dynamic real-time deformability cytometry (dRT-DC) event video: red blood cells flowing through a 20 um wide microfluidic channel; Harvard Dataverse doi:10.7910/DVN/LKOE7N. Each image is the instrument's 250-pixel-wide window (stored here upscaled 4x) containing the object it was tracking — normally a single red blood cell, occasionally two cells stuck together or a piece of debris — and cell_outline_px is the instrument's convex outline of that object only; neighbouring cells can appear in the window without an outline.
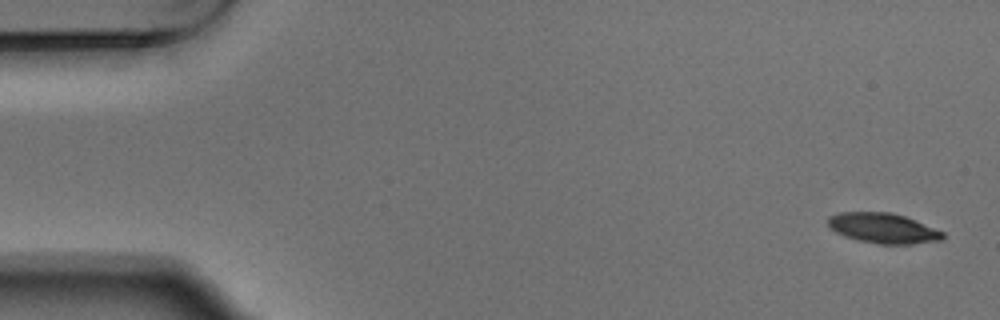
{"species": "Egyptian fruit bat (a non-hibernating species)", "species_latin": "Rousettus aegyptiacus", "temperature_condition": "warm", "stored_images_in_passage": 4, "camera_frame_rate_fps": 3000, "um_per_image_px": 0.085, "animal": {"sex": "male"}, "frame": {"image": 1, "passage_image": 1, "time_ms": 0.0, "image_size_px": [1000, 320], "cell_outline_px": [[944, 236], [940, 240], [912, 244], [876, 244], [856, 240], [844, 236], [836, 232], [828, 224], [828, 216], [840, 212], [892, 212], [916, 220], [944, 232]], "centroid_in_image_um": [75.05, 19.39], "position_along_channel_um": 9.9, "area_um2": 20.23}}